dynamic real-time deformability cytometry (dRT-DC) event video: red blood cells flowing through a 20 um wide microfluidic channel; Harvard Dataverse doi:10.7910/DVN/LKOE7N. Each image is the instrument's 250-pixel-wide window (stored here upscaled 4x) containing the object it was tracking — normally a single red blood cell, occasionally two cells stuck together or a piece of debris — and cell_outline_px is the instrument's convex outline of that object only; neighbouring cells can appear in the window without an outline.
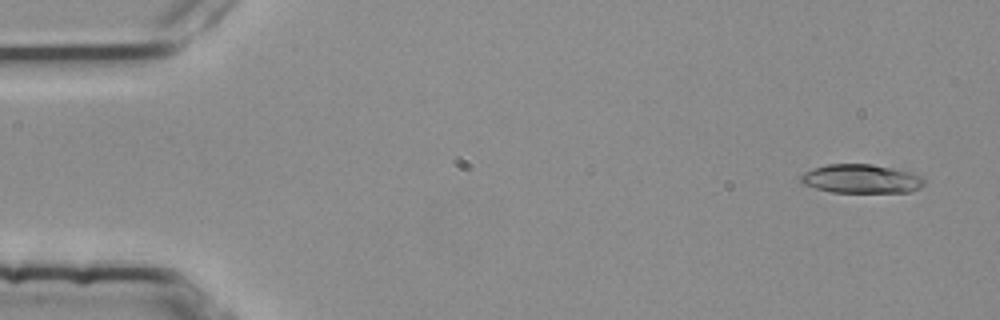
{"species": "common noctule bat (a hibernating species)", "species_latin": "Nyctalus noctula", "temperature_condition": "room temperature", "stored_images_in_passage": 4, "camera_frame_rate_fps": 3000, "um_per_image_px": 0.085, "animal": {"sex": "female", "body_mass_g": 25.1}, "frame": {"image": 1, "passage_image": 1, "time_ms": 0.0, "image_size_px": [1000, 320], "cell_outline_px": [[924, 184], [920, 188], [908, 192], [832, 192], [800, 184], [800, 176], [804, 172], [812, 168], [828, 164], [872, 164], [912, 172], [924, 176]], "centroid_in_image_um": [73.2, 15.19], "position_along_channel_um": 11.8, "area_um2": 20.92}}
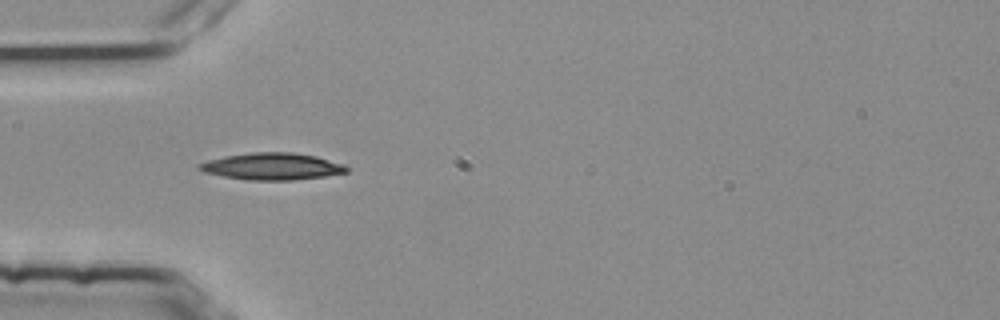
{"frame": {"image": 2, "passage_image": 4, "time_ms": 1.0, "image_size_px": [1000, 320], "cell_outline_px": [[348, 172], [324, 176], [292, 180], [248, 180], [224, 176], [204, 172], [196, 168], [196, 164], [208, 160], [224, 156], [252, 152], [292, 152], [316, 156], [344, 164], [348, 168]], "centroid_in_image_um": [23.1, 14.14], "position_along_channel_um": 61.9, "area_um2": 23.12}}